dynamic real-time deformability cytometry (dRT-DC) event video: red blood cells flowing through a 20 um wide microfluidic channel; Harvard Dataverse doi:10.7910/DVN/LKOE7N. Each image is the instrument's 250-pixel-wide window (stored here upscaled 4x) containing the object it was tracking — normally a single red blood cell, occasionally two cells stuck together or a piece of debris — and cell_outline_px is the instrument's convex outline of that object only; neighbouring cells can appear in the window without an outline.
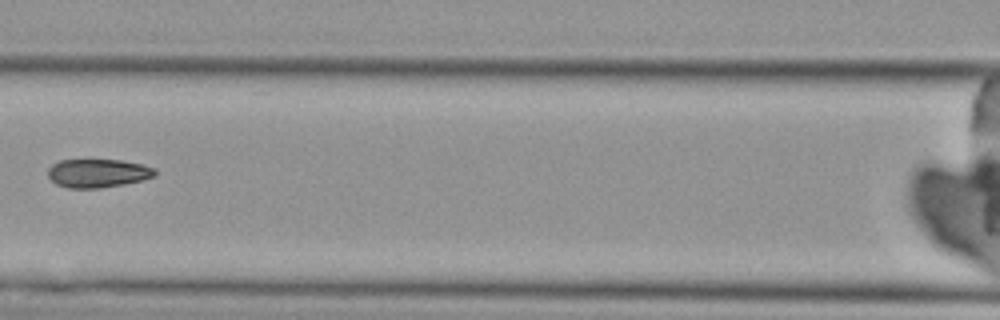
{"species": "Egyptian fruit bat (a non-hibernating species)", "species_latin": "Rousettus aegyptiacus", "temperature_condition": "cold", "stored_images_in_passage": 3, "camera_frame_rate_fps": 3000, "um_per_image_px": 0.085, "animal": {"sex": "female"}, "frame": {"image": 1, "passage_image": 3, "time_ms": 2.333, "image_size_px": [1000, 320], "cell_outline_px": [[156, 176], [124, 184], [100, 188], [68, 188], [56, 184], [48, 176], [48, 168], [52, 164], [60, 160], [120, 160], [144, 164], [156, 168]], "centroid_in_image_um": [8.33, 14.72], "position_along_channel_um": 158.3, "area_um2": 17.86}}